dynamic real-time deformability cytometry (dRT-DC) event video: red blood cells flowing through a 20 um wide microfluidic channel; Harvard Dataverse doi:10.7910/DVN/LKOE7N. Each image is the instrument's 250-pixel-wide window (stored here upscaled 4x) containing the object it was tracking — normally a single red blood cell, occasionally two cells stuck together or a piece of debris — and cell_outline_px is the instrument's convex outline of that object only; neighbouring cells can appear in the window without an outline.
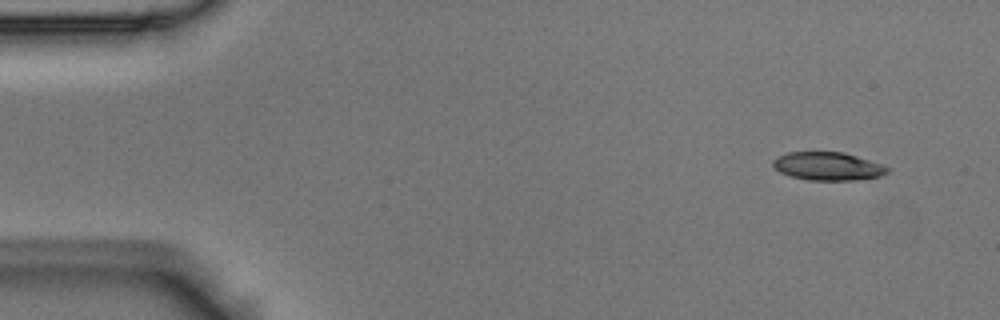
{"species": "Egyptian fruit bat (a non-hibernating species)", "species_latin": "Rousettus aegyptiacus", "temperature_condition": "room temperature", "stored_images_in_passage": 4, "camera_frame_rate_fps": 3000, "um_per_image_px": 0.085, "animal": {"sex": "male"}, "frame": {"image": 1, "passage_image": 1, "time_ms": 0.0, "image_size_px": [1000, 320], "cell_outline_px": [[888, 172], [880, 176], [852, 180], [808, 180], [788, 176], [780, 172], [772, 164], [772, 160], [776, 156], [788, 152], [844, 152], [880, 164], [888, 168]], "centroid_in_image_um": [70.3, 14.13], "position_along_channel_um": 14.7, "area_um2": 18.67}}
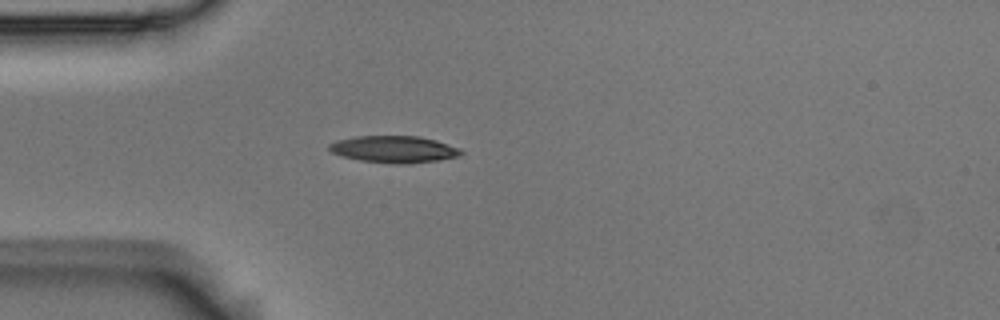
{"frame": {"image": 2, "passage_image": 4, "time_ms": 1.0, "image_size_px": [1000, 320], "cell_outline_px": [[464, 152], [460, 156], [436, 160], [408, 164], [392, 164], [360, 160], [340, 156], [332, 152], [328, 148], [328, 144], [336, 140], [356, 136], [420, 136], [436, 140], [460, 148]], "centroid_in_image_um": [33.48, 12.69], "position_along_channel_um": 51.5, "area_um2": 20.81}}